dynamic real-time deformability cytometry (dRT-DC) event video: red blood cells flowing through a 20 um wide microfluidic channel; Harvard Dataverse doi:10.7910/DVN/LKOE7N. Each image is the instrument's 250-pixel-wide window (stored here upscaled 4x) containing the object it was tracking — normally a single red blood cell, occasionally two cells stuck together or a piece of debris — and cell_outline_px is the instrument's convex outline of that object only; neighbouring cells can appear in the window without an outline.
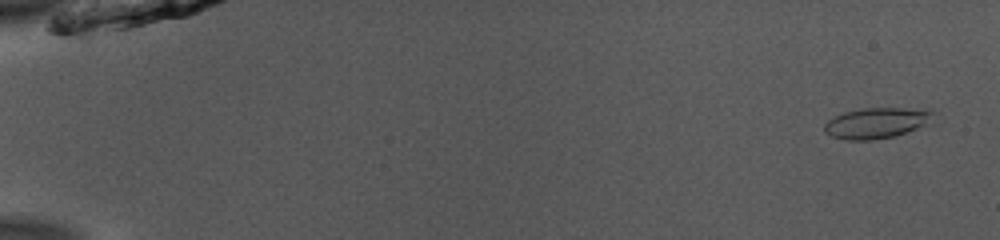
{"species": "common noctule bat (a hibernating species)", "species_latin": "Nyctalus noctula", "temperature_condition": "room temperature", "stored_images_in_passage": 53, "camera_frame_rate_fps": 3000, "um_per_image_px": 0.085, "animal": {"sex": "male", "body_mass_g": 13.0, "forearm_length_mm": 53.1}, "frame": {"image": 1, "passage_image": 3, "time_ms": 0.667, "image_size_px": [1000, 240], "cell_outline_px": [[936, 112], [932, 124], [896, 136], [872, 140], [844, 140], [832, 136], [824, 132], [824, 124], [828, 120], [844, 112], [864, 108], [932, 108]], "centroid_in_image_um": [74.63, 10.44], "position_along_channel_um": 10.4, "area_um2": 20.11}}
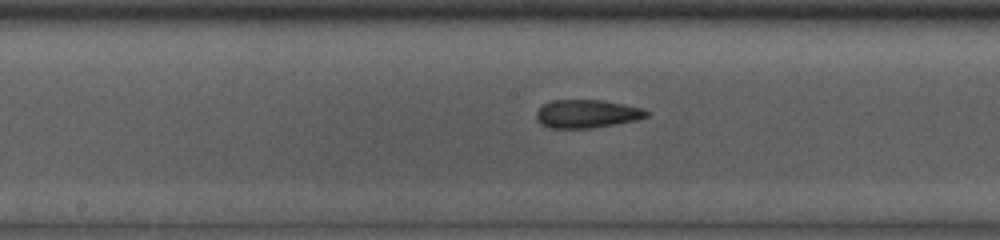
{"frame": {"image": 2, "passage_image": 29, "time_ms": 9.333, "image_size_px": [1000, 240], "cell_outline_px": [[652, 112], [648, 116], [636, 120], [592, 128], [548, 128], [540, 124], [536, 120], [536, 112], [544, 104], [552, 100], [600, 100], [624, 104], [644, 108]], "centroid_in_image_um": [49.9, 9.67], "position_along_channel_um": 198.3, "area_um2": 18.26}}
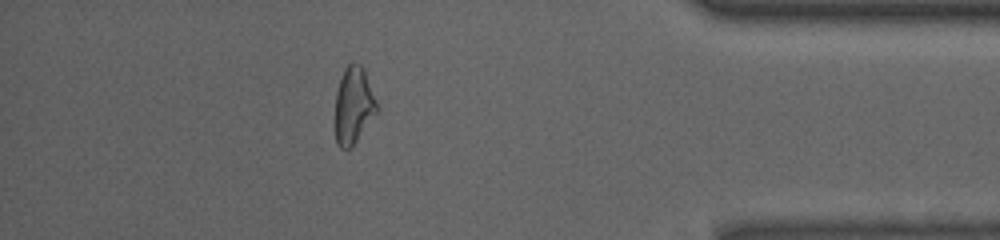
{"frame": {"image": 3, "passage_image": 47, "time_ms": 15.333, "image_size_px": [1000, 240], "cell_outline_px": [[380, 108], [356, 140], [348, 148], [340, 148], [336, 144], [336, 92], [344, 68], [352, 60], [360, 64], [364, 68]], "centroid_in_image_um": [30.07, 8.89], "position_along_channel_um": 405.1, "area_um2": 18.61}, "authors_computed_cell_mechanics": {"area_um2": 18.7272, "velocity_mm_per_s": 3.9479, "shape_relaxation_time_tau1_ms": null, "shape_relaxation_time_tau2_ms": 1.6761, "deformation_change_tau1": null, "deformation_change_tau2": 0.0956}}